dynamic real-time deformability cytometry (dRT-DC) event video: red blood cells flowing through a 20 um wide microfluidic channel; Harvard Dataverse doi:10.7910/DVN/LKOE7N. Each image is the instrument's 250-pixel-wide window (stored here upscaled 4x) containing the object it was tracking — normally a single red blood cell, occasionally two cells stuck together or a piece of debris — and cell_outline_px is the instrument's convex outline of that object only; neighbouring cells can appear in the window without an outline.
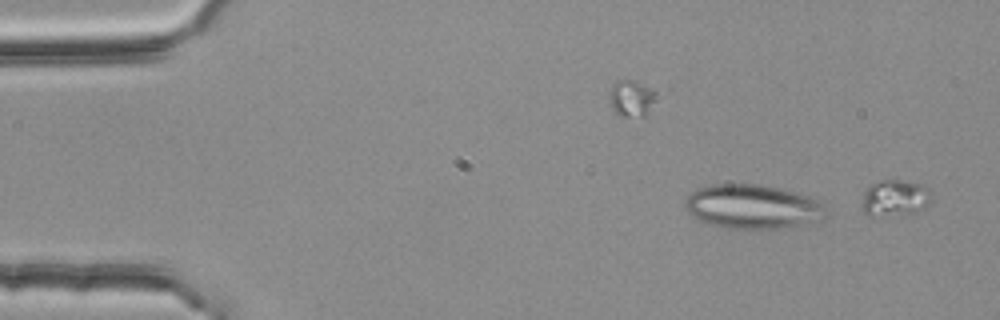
{"species": "common noctule bat (a hibernating species)", "species_latin": "Nyctalus noctula", "temperature_condition": "room temperature", "stored_images_in_passage": 6, "camera_frame_rate_fps": 3000, "um_per_image_px": 0.085, "animal": {"sex": "female", "body_mass_g": 25.1}, "frame": {"image": 1, "passage_image": 3, "time_ms": 0.667, "image_size_px": [1000, 320], "cell_outline_px": [[828, 216], [824, 220], [792, 228], [724, 228], [708, 224], [692, 216], [684, 208], [684, 200], [692, 192], [700, 188], [712, 184], [760, 184], [796, 192], [808, 196], [816, 200], [828, 212]], "centroid_in_image_um": [64.0, 17.58], "position_along_channel_um": 21.0, "area_um2": 36.65}}